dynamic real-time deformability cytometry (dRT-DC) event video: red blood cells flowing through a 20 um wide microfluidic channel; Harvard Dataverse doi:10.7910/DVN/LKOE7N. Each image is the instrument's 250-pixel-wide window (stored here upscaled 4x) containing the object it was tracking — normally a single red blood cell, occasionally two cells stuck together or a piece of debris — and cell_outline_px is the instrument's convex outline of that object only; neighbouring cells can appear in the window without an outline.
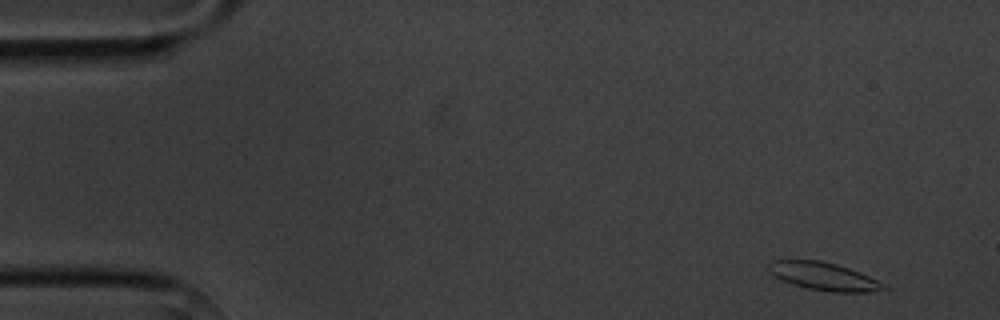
{"species": "common noctule bat (a hibernating species)", "species_latin": "Nyctalus noctula", "temperature_condition": "cold", "stored_images_in_passage": 6, "camera_frame_rate_fps": 3000, "um_per_image_px": 0.085, "animal": {"sex": "male", "body_mass_g": 20.1, "forearm_length_mm": 53.5}, "frame": {"image": 1, "passage_image": 1, "time_ms": 0.0, "image_size_px": [1000, 320], "cell_outline_px": [[888, 288], [872, 292], [832, 292], [808, 288], [792, 284], [780, 280], [768, 268], [768, 264], [772, 260], [820, 260], [836, 264], [860, 272], [884, 284]], "centroid_in_image_um": [70.02, 23.49], "position_along_channel_um": 15.0, "area_um2": 18.5}}
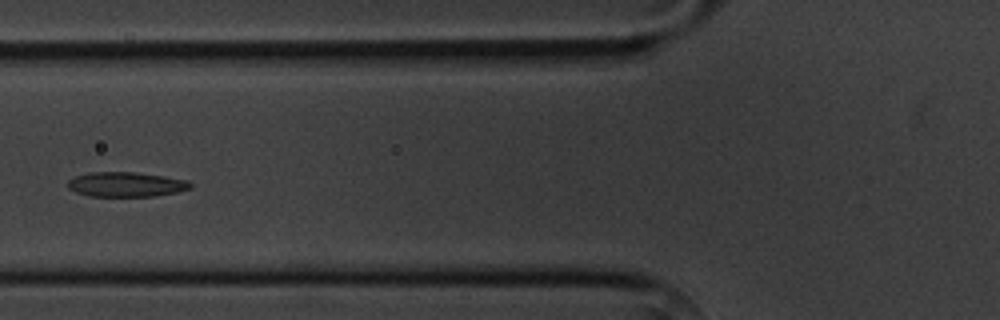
{"frame": {"image": 2, "passage_image": 6, "time_ms": 5.667, "image_size_px": [1000, 320], "cell_outline_px": [[192, 188], [176, 192], [156, 196], [88, 196], [76, 192], [68, 188], [68, 180], [76, 176], [88, 172], [136, 172], [164, 176], [188, 180], [192, 184]], "centroid_in_image_um": [10.72, 15.67], "position_along_channel_um": 115.1, "area_um2": 17.74}}